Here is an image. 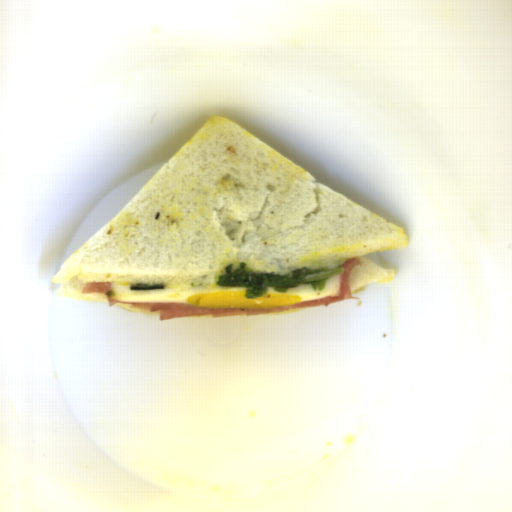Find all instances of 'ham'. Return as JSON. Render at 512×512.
I'll return each mask as SVG.
<instances>
[{
	"instance_id": "ham-1",
	"label": "ham",
	"mask_w": 512,
	"mask_h": 512,
	"mask_svg": "<svg viewBox=\"0 0 512 512\" xmlns=\"http://www.w3.org/2000/svg\"><path fill=\"white\" fill-rule=\"evenodd\" d=\"M361 265L360 258H349L343 263L340 269L344 270L343 275L340 277V288L336 295L315 299L291 306L271 307V308H201L190 304L182 303H163V302H145V303H123L115 301L111 298L110 292L111 282H92L87 283L81 293L82 294H103L110 307L116 304H126L139 309H148L151 312H158L160 321H169L185 316H210L212 318L229 317V316H254L275 312H282L297 308L309 307H328L344 299L360 298L352 296L349 280L353 269Z\"/></svg>"
}]
</instances>
